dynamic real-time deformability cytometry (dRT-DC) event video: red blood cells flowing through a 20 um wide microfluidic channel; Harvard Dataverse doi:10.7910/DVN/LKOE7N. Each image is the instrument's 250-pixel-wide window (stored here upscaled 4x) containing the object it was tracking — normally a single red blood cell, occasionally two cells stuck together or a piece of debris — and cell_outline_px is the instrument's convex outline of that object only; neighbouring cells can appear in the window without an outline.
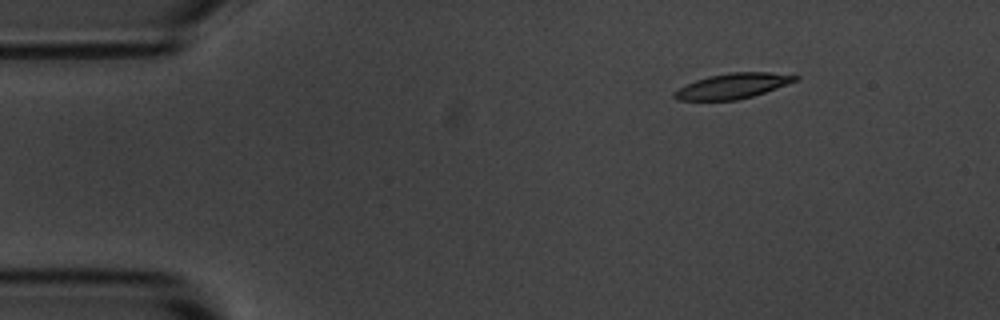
{"species": "common noctule bat (a hibernating species)", "species_latin": "Nyctalus noctula", "temperature_condition": "room temperature", "stored_images_in_passage": 3, "camera_frame_rate_fps": 3000, "um_per_image_px": 0.085, "animal": {"sex": "male", "body_mass_g": 20.1, "forearm_length_mm": 53.5}, "frame": {"image": 1, "passage_image": 1, "time_ms": 0.0, "image_size_px": [1000, 320], "cell_outline_px": [[800, 80], [752, 96], [736, 100], [676, 100], [672, 96], [672, 92], [696, 80], [708, 76], [728, 72], [768, 72], [800, 76]], "centroid_in_image_um": [62.28, 7.3], "position_along_channel_um": 22.7, "area_um2": 17.74}}